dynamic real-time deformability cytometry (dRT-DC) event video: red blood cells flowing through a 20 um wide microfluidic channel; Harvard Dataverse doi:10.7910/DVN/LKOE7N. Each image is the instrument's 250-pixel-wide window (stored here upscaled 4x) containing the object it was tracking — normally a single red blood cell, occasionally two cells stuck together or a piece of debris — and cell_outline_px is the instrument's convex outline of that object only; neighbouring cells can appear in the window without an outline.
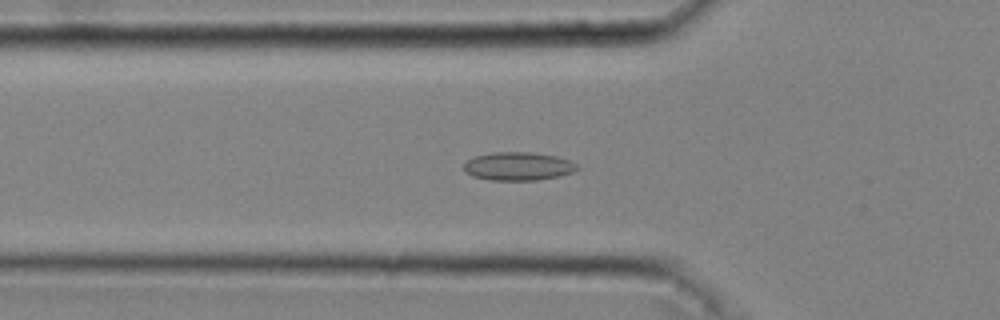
{"species": "common noctule bat (a hibernating species)", "species_latin": "Nyctalus noctula", "temperature_condition": "cold", "stored_images_in_passage": 46, "camera_frame_rate_fps": 3000, "um_per_image_px": 0.085, "animal": {"sex": "male", "body_mass_g": 20.4}, "frame": {"image": 1, "passage_image": 15, "time_ms": 4.667, "image_size_px": [1000, 320], "cell_outline_px": [[580, 168], [572, 172], [560, 176], [536, 180], [492, 180], [472, 176], [464, 172], [464, 164], [468, 160], [476, 156], [492, 152], [528, 152], [556, 156], [568, 160], [576, 164]], "centroid_in_image_um": [44.03, 14.13], "position_along_channel_um": 81.8, "area_um2": 18.61}}
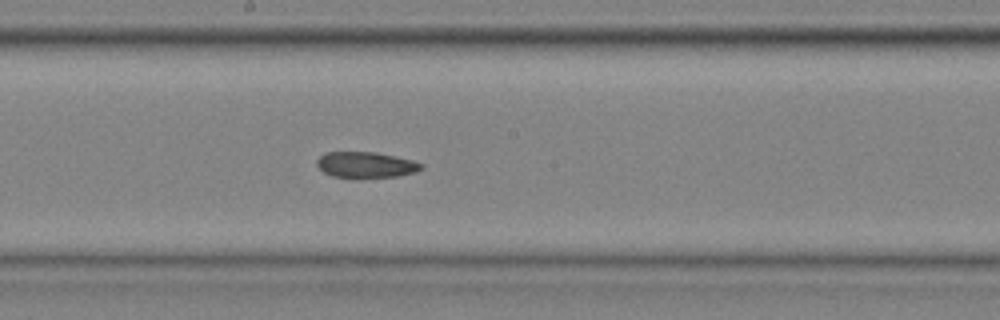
{"frame": {"image": 2, "passage_image": 25, "time_ms": 8.0, "image_size_px": [1000, 320], "cell_outline_px": [[424, 168], [416, 172], [396, 176], [332, 176], [324, 172], [316, 164], [316, 160], [324, 152], [376, 152], [412, 160], [424, 164]], "centroid_in_image_um": [31.11, 13.98], "position_along_channel_um": 217.1, "area_um2": 15.37}}
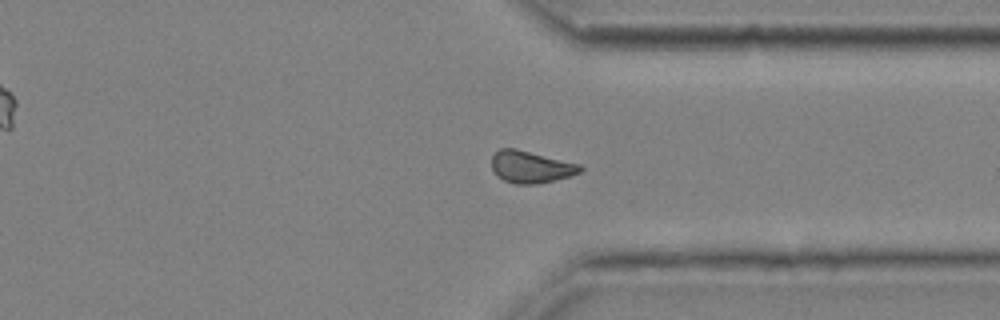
{"frame": {"image": 3, "passage_image": 36, "time_ms": 11.667, "image_size_px": [1000, 320], "cell_outline_px": [[584, 168], [580, 172], [568, 176], [536, 184], [516, 184], [504, 180], [496, 176], [492, 168], [492, 156], [500, 148], [516, 148], [580, 164]], "centroid_in_image_um": [45.09, 14.18], "position_along_channel_um": 366.3, "area_um2": 16.42}}